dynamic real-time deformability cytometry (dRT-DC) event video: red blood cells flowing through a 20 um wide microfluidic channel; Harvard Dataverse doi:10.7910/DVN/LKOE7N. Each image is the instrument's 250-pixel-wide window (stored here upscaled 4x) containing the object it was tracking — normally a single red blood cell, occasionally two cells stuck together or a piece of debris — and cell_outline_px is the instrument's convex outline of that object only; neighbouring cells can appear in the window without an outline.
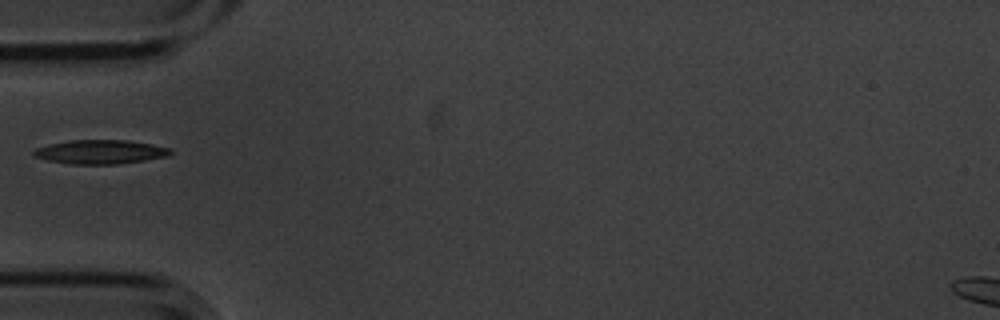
{"species": "common noctule bat (a hibernating species)", "species_latin": "Nyctalus noctula", "temperature_condition": "cold", "stored_images_in_passage": 8, "camera_frame_rate_fps": 3000, "um_per_image_px": 0.085, "animal": {"sex": "male", "body_mass_g": 20.1, "forearm_length_mm": 53.5}, "frame": {"image": 1, "passage_image": 6, "time_ms": 1.667, "image_size_px": [1000, 320], "cell_outline_px": [[172, 152], [168, 156], [144, 160], [116, 164], [72, 164], [48, 160], [32, 156], [32, 152], [36, 148], [48, 144], [68, 140], [128, 140], [152, 144], [172, 148]], "centroid_in_image_um": [8.52, 12.9], "position_along_channel_um": 76.5, "area_um2": 19.19}}
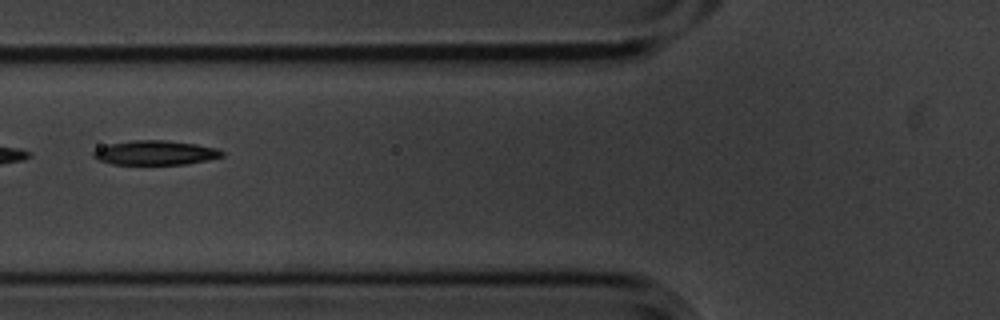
{"frame": {"image": 2, "passage_image": 7, "time_ms": 2.0, "image_size_px": [1000, 320], "cell_outline_px": [[224, 156], [208, 160], [188, 164], [112, 164], [100, 160], [92, 156], [92, 152], [96, 148], [108, 144], [132, 140], [164, 140], [196, 144], [216, 148], [224, 152]], "centroid_in_image_um": [13.19, 12.98], "position_along_channel_um": 112.6, "area_um2": 18.32}}
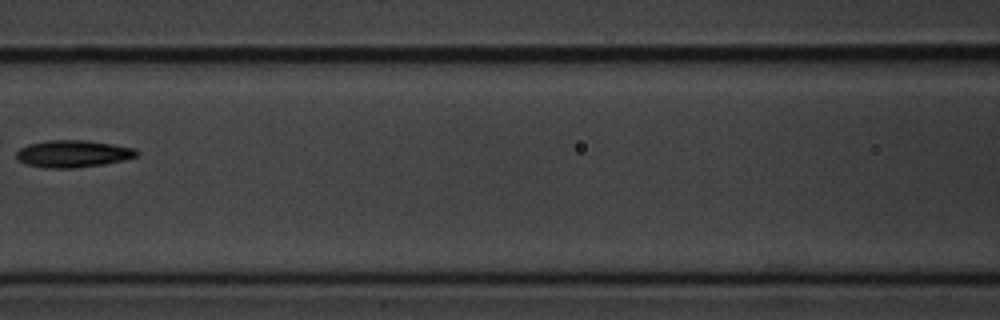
{"frame": {"image": 3, "passage_image": 8, "time_ms": 2.333, "image_size_px": [1000, 320], "cell_outline_px": [[140, 152], [136, 156], [124, 160], [104, 164], [72, 168], [44, 168], [28, 164], [16, 160], [16, 152], [20, 148], [28, 144], [48, 140], [84, 140], [112, 144], [132, 148]], "centroid_in_image_um": [6.17, 13.07], "position_along_channel_um": 160.4, "area_um2": 18.96}}